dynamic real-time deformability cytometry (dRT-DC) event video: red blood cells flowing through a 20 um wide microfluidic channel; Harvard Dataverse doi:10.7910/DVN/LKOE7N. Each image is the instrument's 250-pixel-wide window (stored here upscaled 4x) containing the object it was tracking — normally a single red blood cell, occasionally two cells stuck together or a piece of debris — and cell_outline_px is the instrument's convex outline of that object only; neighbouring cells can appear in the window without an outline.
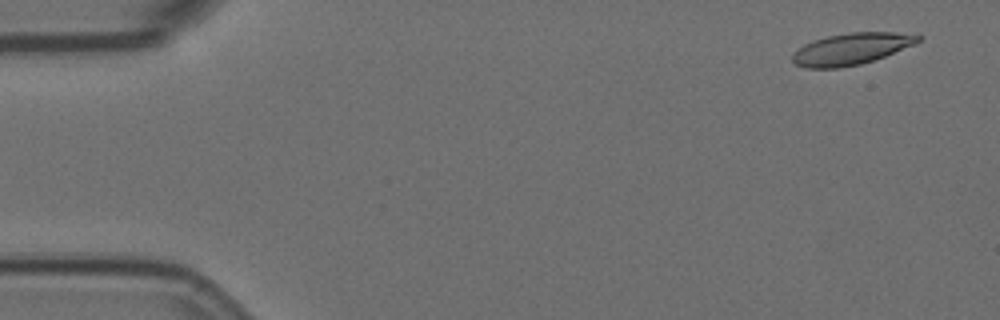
{"species": "Egyptian fruit bat (a non-hibernating species)", "species_latin": "Rousettus aegyptiacus", "temperature_condition": "room temperature", "stored_images_in_passage": 6, "camera_frame_rate_fps": 3000, "um_per_image_px": 0.085, "animal": {"sex": "female"}, "frame": {"image": 1, "passage_image": 1, "time_ms": 0.0, "image_size_px": [1000, 320], "cell_outline_px": [[924, 36], [920, 40], [912, 44], [884, 56], [860, 64], [836, 68], [804, 68], [796, 64], [792, 60], [792, 52], [804, 44], [828, 36], [852, 32], [896, 32]], "centroid_in_image_um": [72.31, 4.15], "position_along_channel_um": 12.7, "area_um2": 22.77}}
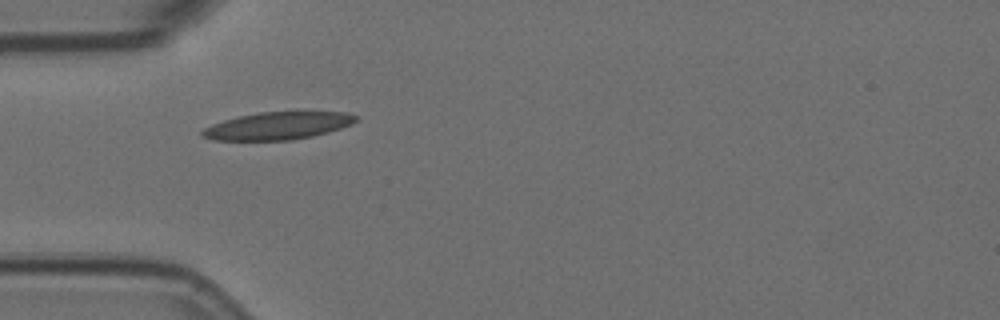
{"frame": {"image": 2, "passage_image": 5, "time_ms": 1.333, "image_size_px": [1000, 320], "cell_outline_px": [[360, 116], [352, 124], [328, 132], [312, 136], [292, 140], [212, 140], [200, 136], [200, 132], [204, 128], [212, 124], [236, 116], [260, 112], [348, 112]], "centroid_in_image_um": [23.6, 10.69], "position_along_channel_um": 61.4, "area_um2": 24.74}}
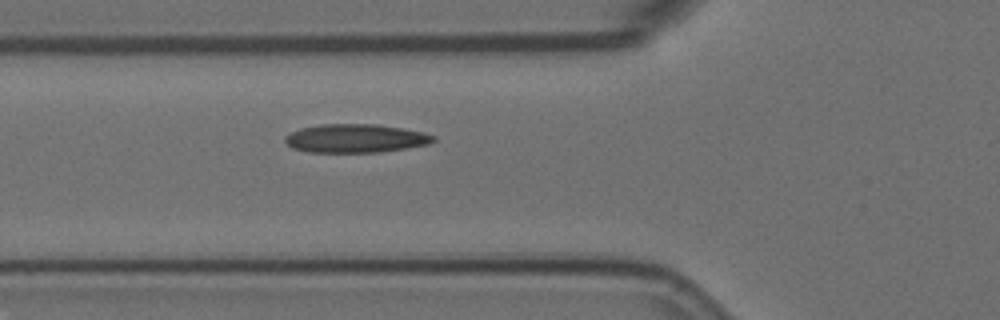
{"frame": {"image": 3, "passage_image": 6, "time_ms": 1.667, "image_size_px": [1000, 320], "cell_outline_px": [[436, 140], [428, 144], [404, 148], [376, 152], [308, 152], [292, 148], [284, 140], [284, 136], [300, 128], [320, 124], [376, 124], [424, 132], [436, 136]], "centroid_in_image_um": [30.2, 11.75], "position_along_channel_um": 95.6, "area_um2": 24.57}}